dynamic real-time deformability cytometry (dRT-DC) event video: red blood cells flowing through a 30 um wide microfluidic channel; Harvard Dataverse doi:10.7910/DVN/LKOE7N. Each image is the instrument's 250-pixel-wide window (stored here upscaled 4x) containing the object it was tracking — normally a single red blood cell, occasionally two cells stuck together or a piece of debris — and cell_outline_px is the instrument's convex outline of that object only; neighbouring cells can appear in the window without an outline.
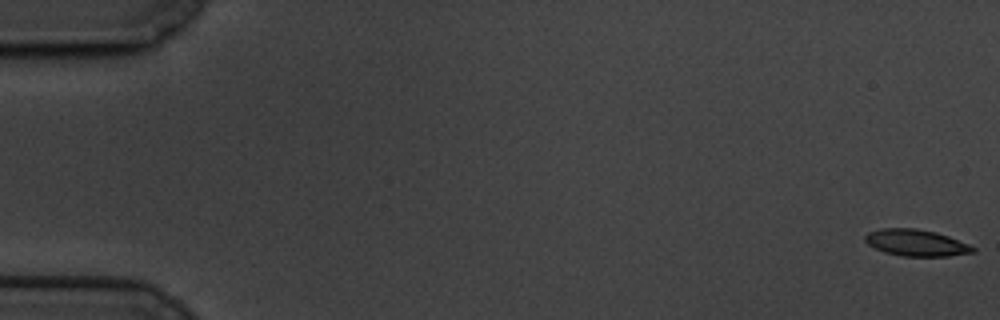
{"species": "common noctule bat (a hibernating species)", "species_latin": "Nyctalus noctula", "temperature_condition": "cold", "stored_images_in_passage": 60, "camera_frame_rate_fps": 3000, "um_per_image_px": 0.085, "animal": {"sex": "male", "body_mass_g": 19.5, "forearm_length_mm": 54.6}, "frame": {"image": 1, "passage_image": 1, "time_ms": 0.0, "image_size_px": [1000, 320], "cell_outline_px": [[976, 252], [948, 256], [904, 256], [884, 252], [868, 244], [864, 240], [864, 236], [868, 232], [880, 228], [916, 228], [936, 232], [948, 236], [968, 244], [976, 248]], "centroid_in_image_um": [77.87, 20.63], "position_along_channel_um": 7.1, "area_um2": 16.7}}
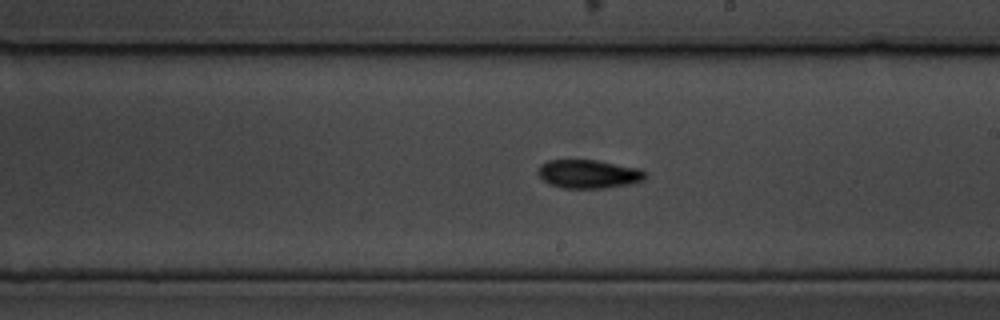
{"frame": {"image": 2, "passage_image": 35, "time_ms": 11.333, "image_size_px": [1000, 320], "cell_outline_px": [[648, 176], [644, 180], [632, 184], [604, 188], [564, 188], [548, 184], [536, 172], [540, 164], [548, 160], [596, 160], [640, 168], [648, 172]], "centroid_in_image_um": [50.07, 14.79], "position_along_channel_um": 238.9, "area_um2": 18.15}}
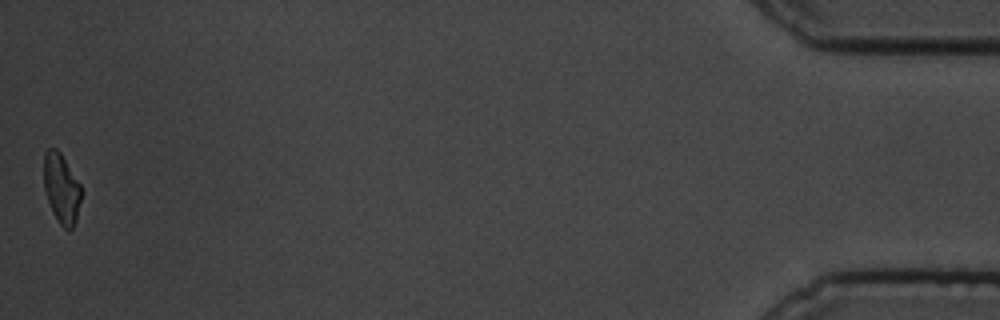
{"frame": {"image": 3, "passage_image": 60, "time_ms": 19.667, "image_size_px": [1000, 320], "cell_outline_px": [[80, 200], [76, 220], [72, 228], [68, 232], [60, 224], [52, 212], [44, 188], [44, 152], [48, 148], [56, 148], [60, 152], [80, 184]], "centroid_in_image_um": [5.21, 16.02], "position_along_channel_um": 430.0, "area_um2": 15.03}, "authors_computed_cell_mechanics": {"area_um2": 17.2822, "velocity_mm_per_s": 3.374, "shape_relaxation_time_tau1_ms": 4.3114, "shape_relaxation_time_tau2_ms": 8.737, "deformation_change_tau1": 0.141, "deformation_change_tau2": 0.1124}}